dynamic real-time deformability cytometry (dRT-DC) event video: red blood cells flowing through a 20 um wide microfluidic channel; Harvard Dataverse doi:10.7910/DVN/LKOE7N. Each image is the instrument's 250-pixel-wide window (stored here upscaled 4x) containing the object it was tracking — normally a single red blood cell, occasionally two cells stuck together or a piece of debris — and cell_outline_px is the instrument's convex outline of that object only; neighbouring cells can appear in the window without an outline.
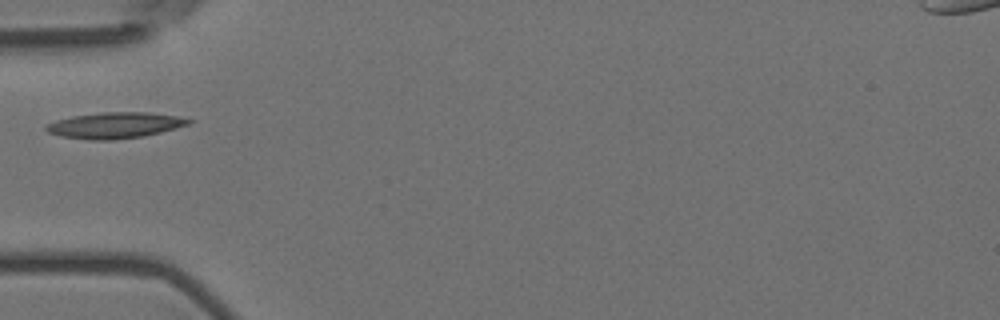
{"species": "Egyptian fruit bat (a non-hibernating species)", "species_latin": "Rousettus aegyptiacus", "temperature_condition": "room temperature", "stored_images_in_passage": 1, "camera_frame_rate_fps": 3000, "um_per_image_px": 0.085, "animal": {"sex": "female"}, "frame": {"image": 1, "passage_image": 1, "time_ms": 0.0, "image_size_px": [1000, 320], "cell_outline_px": [[192, 120], [188, 124], [160, 132], [140, 136], [112, 140], [88, 140], [60, 136], [48, 132], [44, 128], [48, 124], [56, 120], [72, 116], [100, 112], [148, 112], [176, 116]], "centroid_in_image_um": [9.7, 10.65], "position_along_channel_um": 75.3, "area_um2": 21.33}}